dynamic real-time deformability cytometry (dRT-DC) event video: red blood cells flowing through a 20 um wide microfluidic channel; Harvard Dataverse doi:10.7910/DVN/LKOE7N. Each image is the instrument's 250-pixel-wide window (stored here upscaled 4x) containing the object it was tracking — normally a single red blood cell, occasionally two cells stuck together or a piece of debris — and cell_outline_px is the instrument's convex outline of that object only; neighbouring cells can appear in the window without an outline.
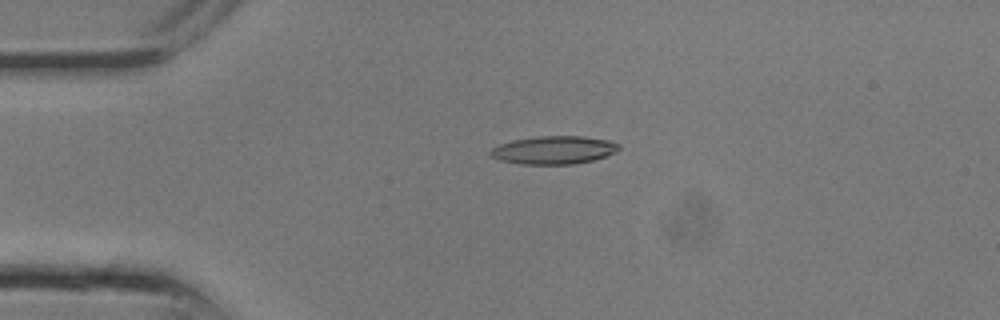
{"species": "common noctule bat (a hibernating species)", "species_latin": "Nyctalus noctula", "temperature_condition": "room temperature", "stored_images_in_passage": 13, "camera_frame_rate_fps": 3000, "um_per_image_px": 0.085, "animal": {"sex": "male", "body_mass_g": 13.3}, "frame": {"image": 1, "passage_image": 1, "time_ms": 0.0, "image_size_px": [1000, 320], "cell_outline_px": [[620, 148], [616, 152], [592, 160], [572, 164], [520, 164], [500, 160], [492, 156], [488, 152], [492, 148], [500, 144], [512, 140], [540, 136], [580, 136], [612, 140], [620, 144]], "centroid_in_image_um": [47.09, 12.74], "position_along_channel_um": 37.9, "area_um2": 20.98}}
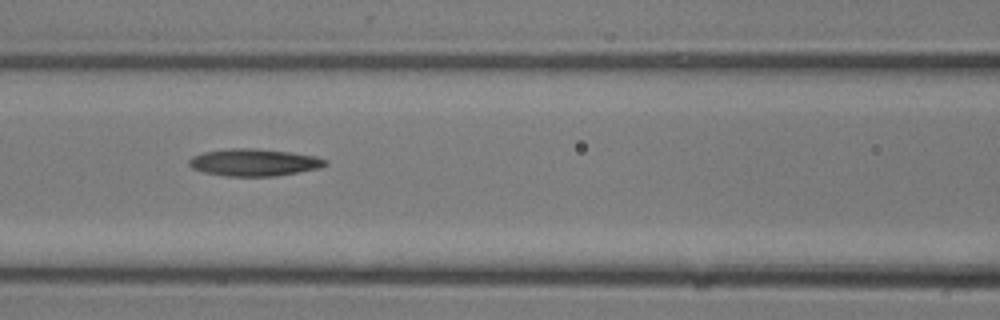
{"frame": {"image": 2, "passage_image": 6, "time_ms": 1.667, "image_size_px": [1000, 320], "cell_outline_px": [[328, 164], [320, 168], [276, 176], [224, 176], [204, 172], [192, 168], [188, 164], [188, 160], [192, 156], [204, 152], [228, 148], [256, 148], [288, 152], [316, 156], [328, 160]], "centroid_in_image_um": [21.59, 13.8], "position_along_channel_um": 145.0, "area_um2": 21.68}}
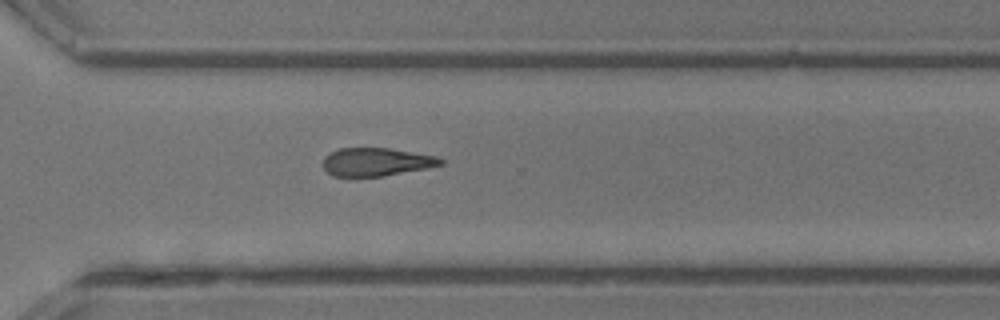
{"frame": {"image": 3, "passage_image": 13, "time_ms": 4.0, "image_size_px": [1000, 320], "cell_outline_px": [[444, 164], [428, 168], [380, 176], [332, 176], [324, 168], [324, 156], [328, 152], [340, 148], [388, 148], [440, 156], [444, 160]], "centroid_in_image_um": [32.02, 13.75], "position_along_channel_um": 338.6, "area_um2": 19.36}}